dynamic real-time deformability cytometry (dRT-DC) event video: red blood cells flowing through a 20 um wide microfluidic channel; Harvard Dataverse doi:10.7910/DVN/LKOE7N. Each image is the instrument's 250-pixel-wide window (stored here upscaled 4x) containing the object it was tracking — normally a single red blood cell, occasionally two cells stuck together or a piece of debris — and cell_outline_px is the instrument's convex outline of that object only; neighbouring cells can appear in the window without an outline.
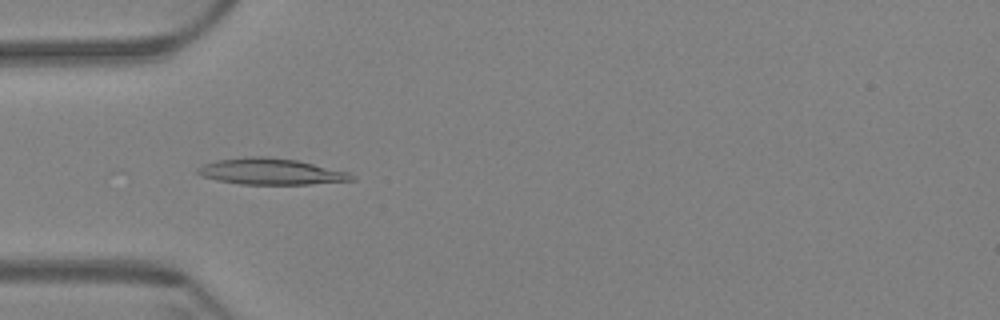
{"species": "Egyptian fruit bat (a non-hibernating species)", "species_latin": "Rousettus aegyptiacus", "temperature_condition": "warm", "stored_images_in_passage": 61, "camera_frame_rate_fps": 3000, "um_per_image_px": 0.085, "animal": {"sex": "female"}, "frame": {"image": 1, "passage_image": 19, "time_ms": 6.0, "image_size_px": [1000, 320], "cell_outline_px": [[356, 180], [312, 184], [240, 184], [216, 180], [200, 176], [196, 172], [196, 168], [204, 164], [216, 160], [248, 156], [264, 156], [296, 160], [348, 172], [356, 176]], "centroid_in_image_um": [23.0, 14.58], "position_along_channel_um": 62.0, "area_um2": 23.58}}
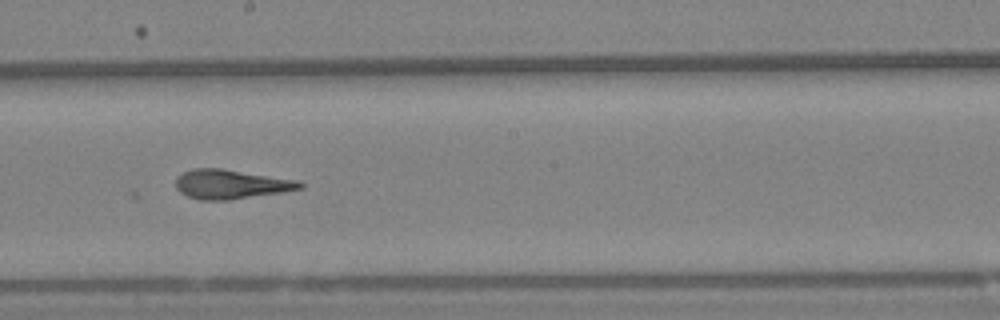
{"frame": {"image": 2, "passage_image": 34, "time_ms": 11.0, "image_size_px": [1000, 320], "cell_outline_px": [[304, 188], [280, 192], [228, 200], [200, 200], [188, 196], [180, 192], [176, 188], [176, 176], [192, 168], [220, 168], [300, 180], [304, 184]], "centroid_in_image_um": [19.63, 15.65], "position_along_channel_um": 228.6, "area_um2": 21.21}}
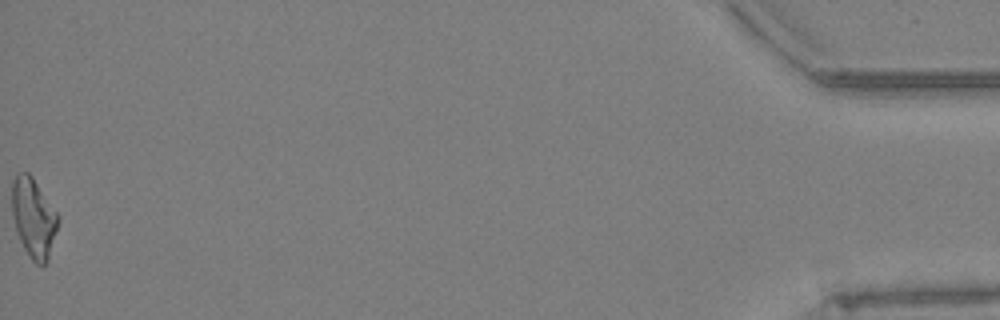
{"frame": {"image": 3, "passage_image": 61, "time_ms": 20.0, "image_size_px": [1000, 320], "cell_outline_px": [[60, 220], [48, 260], [44, 264], [36, 264], [28, 256], [16, 232], [12, 212], [12, 180], [16, 172], [28, 172], [32, 176], [56, 212]], "centroid_in_image_um": [2.84, 18.51], "position_along_channel_um": 432.4, "area_um2": 21.33}}